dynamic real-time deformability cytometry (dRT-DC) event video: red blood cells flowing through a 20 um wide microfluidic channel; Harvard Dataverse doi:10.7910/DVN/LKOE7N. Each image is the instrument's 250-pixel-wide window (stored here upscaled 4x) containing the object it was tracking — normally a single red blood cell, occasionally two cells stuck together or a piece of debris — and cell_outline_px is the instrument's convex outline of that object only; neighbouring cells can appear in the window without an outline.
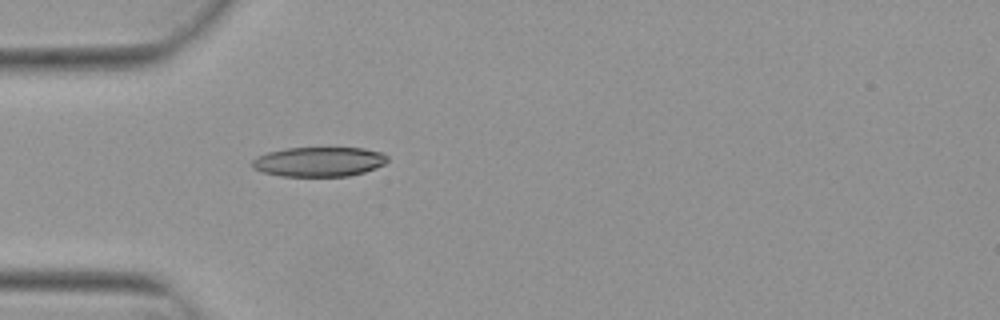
{"species": "Egyptian fruit bat (a non-hibernating species)", "species_latin": "Rousettus aegyptiacus", "temperature_condition": "warm", "stored_images_in_passage": 1, "camera_frame_rate_fps": 3000, "um_per_image_px": 0.085, "animal": {"sex": "female"}, "frame": {"image": 1, "passage_image": 1, "time_ms": 0.0, "image_size_px": [1000, 320], "cell_outline_px": [[388, 160], [384, 164], [376, 168], [364, 172], [348, 176], [280, 176], [264, 172], [252, 168], [252, 160], [256, 156], [268, 152], [288, 148], [364, 148], [384, 152], [388, 156]], "centroid_in_image_um": [27.14, 13.74], "position_along_channel_um": 57.9, "area_um2": 23.47}}